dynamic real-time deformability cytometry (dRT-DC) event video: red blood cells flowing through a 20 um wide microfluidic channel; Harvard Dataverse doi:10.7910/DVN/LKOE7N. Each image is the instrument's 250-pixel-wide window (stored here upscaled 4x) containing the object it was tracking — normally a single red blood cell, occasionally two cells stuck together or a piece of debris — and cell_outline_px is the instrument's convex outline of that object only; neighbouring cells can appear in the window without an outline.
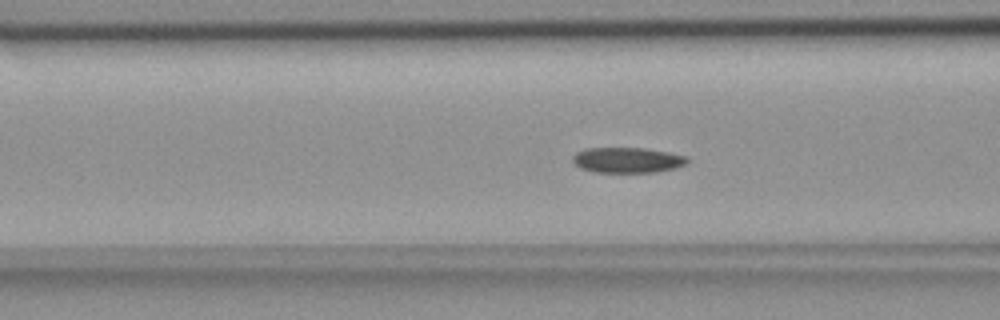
{"species": "common noctule bat (a hibernating species)", "species_latin": "Nyctalus noctula", "temperature_condition": "room temperature", "stored_images_in_passage": 55, "camera_frame_rate_fps": 3000, "um_per_image_px": 0.085, "animal": {"sex": "female", "body_mass_g": 18.4}, "frame": {"image": 1, "passage_image": 21, "time_ms": 6.667, "image_size_px": [1000, 320], "cell_outline_px": [[688, 164], [676, 168], [656, 172], [596, 172], [580, 168], [572, 160], [572, 156], [576, 152], [584, 148], [644, 148], [668, 152], [688, 156]], "centroid_in_image_um": [53.35, 13.6], "position_along_channel_um": 113.3, "area_um2": 17.11}}
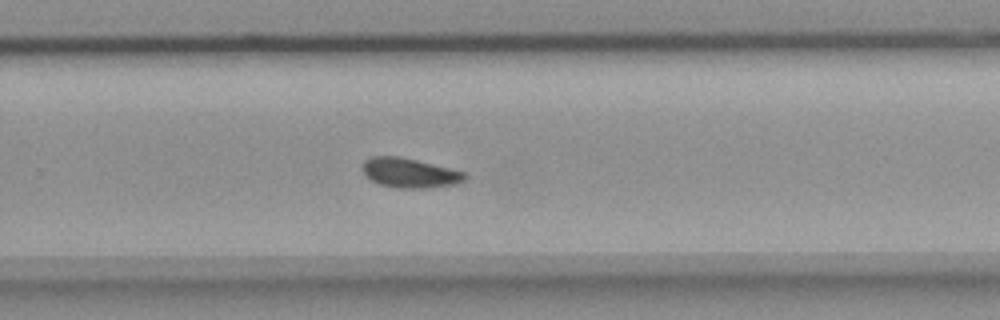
{"frame": {"image": 2, "passage_image": 36, "time_ms": 11.667, "image_size_px": [1000, 320], "cell_outline_px": [[468, 176], [464, 180], [456, 184], [428, 188], [396, 188], [380, 184], [372, 180], [360, 168], [364, 160], [372, 156], [400, 156], [464, 172]], "centroid_in_image_um": [34.8, 14.7], "position_along_channel_um": 295.0, "area_um2": 17.57}}
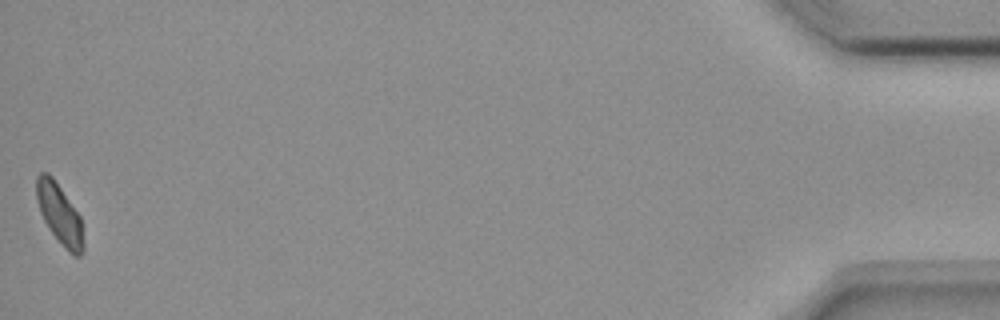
{"frame": {"image": 3, "passage_image": 55, "time_ms": 18.0, "image_size_px": [1000, 320], "cell_outline_px": [[84, 252], [80, 256], [72, 256], [68, 252], [52, 232], [44, 220], [40, 212], [36, 200], [36, 176], [40, 172], [48, 172], [52, 176], [80, 216], [84, 244]], "centroid_in_image_um": [5.06, 18.2], "position_along_channel_um": 430.1, "area_um2": 16.42}, "authors_computed_cell_mechanics": {"area_um2": 17.1088, "velocity_mm_per_s": 3.6471, "shape_relaxation_time_tau1_ms": 9.7226, "shape_relaxation_time_tau2_ms": null, "deformation_change_tau1": 0.1462, "deformation_change_tau2": null}}